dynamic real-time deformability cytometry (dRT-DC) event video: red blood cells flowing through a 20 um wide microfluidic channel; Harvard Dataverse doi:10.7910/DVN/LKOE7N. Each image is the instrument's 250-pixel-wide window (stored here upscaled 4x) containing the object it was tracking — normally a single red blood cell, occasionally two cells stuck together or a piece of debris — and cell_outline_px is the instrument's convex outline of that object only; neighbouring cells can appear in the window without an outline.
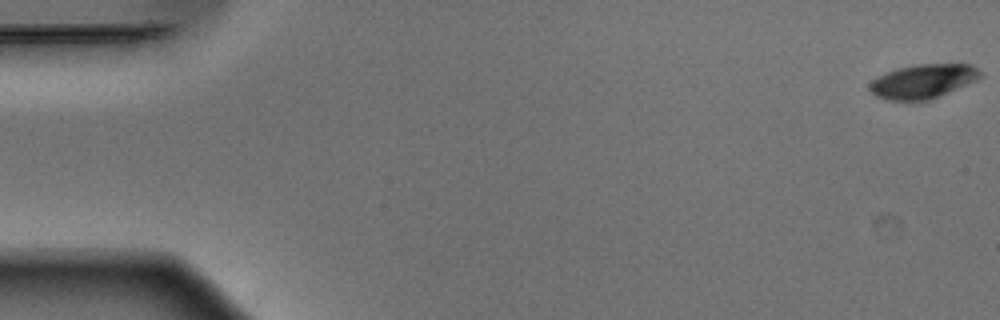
{"species": "Egyptian fruit bat (a non-hibernating species)", "species_latin": "Rousettus aegyptiacus", "temperature_condition": "warm", "stored_images_in_passage": 53, "camera_frame_rate_fps": 3000, "um_per_image_px": 0.085, "animal": {"sex": "male"}, "frame": {"image": 1, "passage_image": 1, "time_ms": 0.0, "image_size_px": [1000, 320], "cell_outline_px": [[984, 76], [976, 80], [948, 92], [928, 100], [884, 100], [876, 96], [868, 88], [868, 84], [872, 80], [896, 68], [916, 64], [972, 64]], "centroid_in_image_um": [78.44, 6.9], "position_along_channel_um": 6.6, "area_um2": 21.85}}
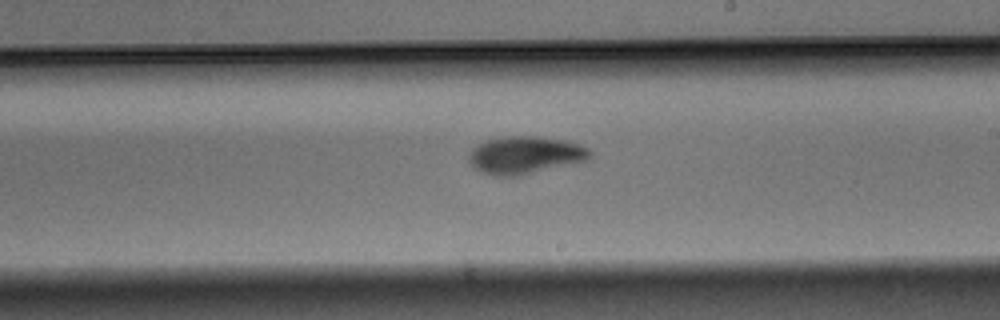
{"frame": {"image": 2, "passage_image": 31, "time_ms": 10.0, "image_size_px": [1000, 320], "cell_outline_px": [[592, 156], [588, 160], [520, 176], [492, 176], [480, 172], [468, 160], [468, 156], [472, 148], [476, 144], [488, 140], [504, 136], [536, 136], [568, 140], [580, 144], [588, 148], [592, 152]], "centroid_in_image_um": [44.65, 13.18], "position_along_channel_um": 244.3, "area_um2": 26.88}}
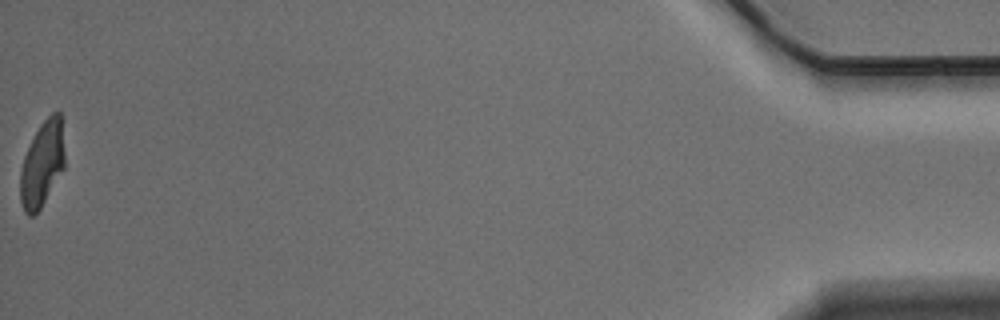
{"frame": {"image": 3, "passage_image": 53, "time_ms": 17.333, "image_size_px": [1000, 320], "cell_outline_px": [[64, 168], [40, 208], [32, 216], [28, 216], [24, 212], [20, 200], [20, 168], [24, 156], [40, 124], [52, 112], [60, 112], [64, 152]], "centroid_in_image_um": [3.57, 13.95], "position_along_channel_um": 431.6, "area_um2": 21.85}, "authors_computed_cell_mechanics": {"area_um2": 24.5072, "velocity_mm_per_s": 3.886, "shape_relaxation_time_tau1_ms": 3.2639, "shape_relaxation_time_tau2_ms": 1.7805, "deformation_change_tau1": 0.1627, "deformation_change_tau2": 0.069}}